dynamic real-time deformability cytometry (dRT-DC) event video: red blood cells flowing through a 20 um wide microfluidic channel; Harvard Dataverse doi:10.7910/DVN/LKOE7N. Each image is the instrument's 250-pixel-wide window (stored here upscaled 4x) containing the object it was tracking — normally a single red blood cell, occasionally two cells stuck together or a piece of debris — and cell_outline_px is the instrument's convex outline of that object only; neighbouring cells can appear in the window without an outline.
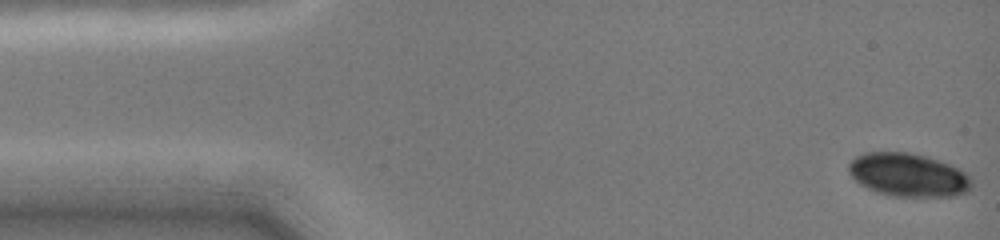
{"species": "common noctule bat (a hibernating species)", "species_latin": "Nyctalus noctula", "temperature_condition": "cold", "stored_images_in_passage": 7, "camera_frame_rate_fps": 3000, "um_per_image_px": 0.085, "animal": {"sex": "female", "body_mass_g": 19.0, "forearm_length_mm": 51.5}, "frame": {"image": 1, "passage_image": 1, "time_ms": 0.0, "image_size_px": [1000, 240], "cell_outline_px": [[972, 188], [968, 192], [952, 196], [888, 196], [876, 192], [860, 184], [848, 172], [848, 164], [856, 156], [864, 152], [908, 152], [928, 156], [940, 160], [972, 176]], "centroid_in_image_um": [77.21, 14.87], "position_along_channel_um": 7.8, "area_um2": 31.27}}
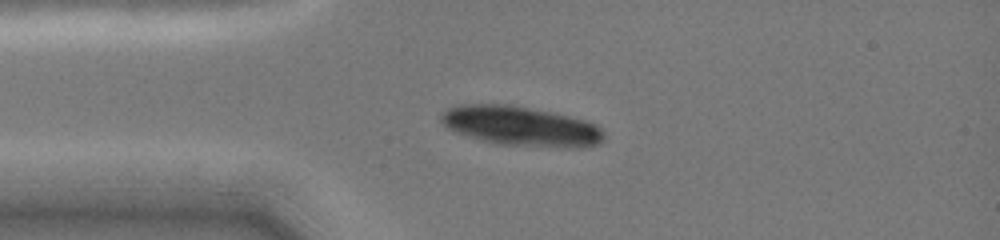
{"frame": {"image": 2, "passage_image": 6, "time_ms": 3.333, "image_size_px": [1000, 240], "cell_outline_px": [[604, 140], [600, 144], [580, 148], [576, 148], [496, 144], [468, 136], [456, 132], [448, 128], [440, 120], [440, 116], [448, 108], [456, 104], [508, 104], [552, 112], [584, 120], [596, 124], [604, 132]], "centroid_in_image_um": [44.29, 10.72], "position_along_channel_um": 40.7, "area_um2": 37.69}}